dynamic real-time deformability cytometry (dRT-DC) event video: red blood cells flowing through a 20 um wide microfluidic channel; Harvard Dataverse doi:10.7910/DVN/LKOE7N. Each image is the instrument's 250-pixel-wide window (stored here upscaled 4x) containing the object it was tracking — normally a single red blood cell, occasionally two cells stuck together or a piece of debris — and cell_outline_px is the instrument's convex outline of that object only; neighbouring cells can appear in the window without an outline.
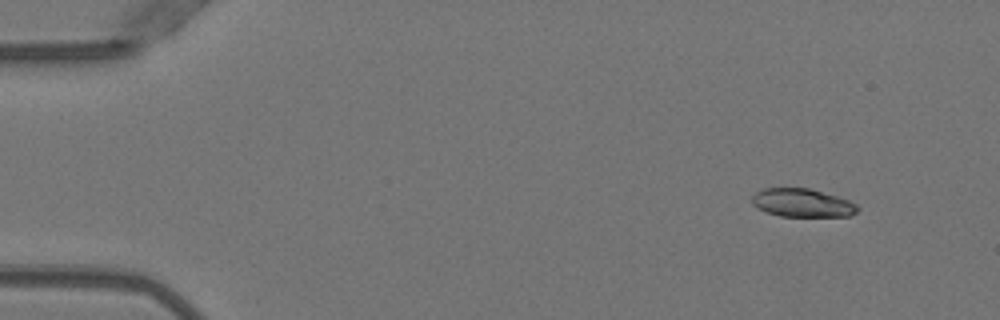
{"species": "Egyptian fruit bat (a non-hibernating species)", "species_latin": "Rousettus aegyptiacus", "temperature_condition": "warm", "stored_images_in_passage": 4, "camera_frame_rate_fps": 3000, "um_per_image_px": 0.085, "animal": {"sex": "female"}, "frame": {"image": 1, "passage_image": 1, "time_ms": 0.0, "image_size_px": [1000, 320], "cell_outline_px": [[860, 208], [852, 216], [780, 216], [768, 212], [752, 204], [752, 196], [756, 192], [764, 188], [808, 188], [836, 196], [848, 200], [856, 204]], "centroid_in_image_um": [68.21, 17.24], "position_along_channel_um": 16.8, "area_um2": 17.22}}
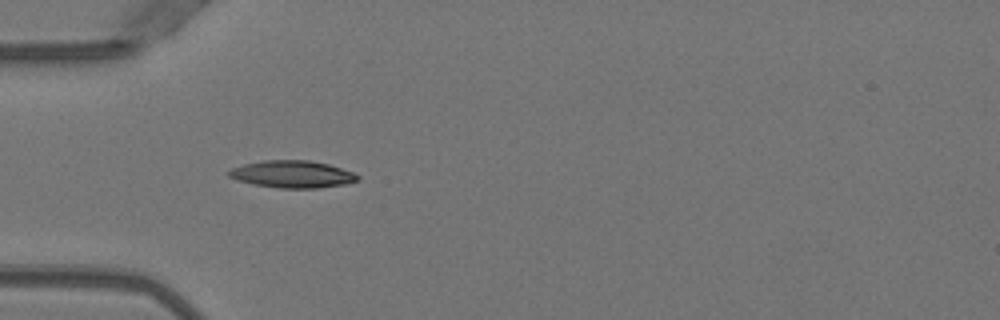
{"frame": {"image": 2, "passage_image": 4, "time_ms": 1.0, "image_size_px": [1000, 320], "cell_outline_px": [[360, 180], [344, 184], [316, 188], [276, 188], [236, 180], [228, 176], [228, 172], [232, 168], [244, 164], [264, 160], [308, 160], [328, 164], [352, 172], [360, 176]], "centroid_in_image_um": [24.85, 14.81], "position_along_channel_um": 60.2, "area_um2": 20.29}}